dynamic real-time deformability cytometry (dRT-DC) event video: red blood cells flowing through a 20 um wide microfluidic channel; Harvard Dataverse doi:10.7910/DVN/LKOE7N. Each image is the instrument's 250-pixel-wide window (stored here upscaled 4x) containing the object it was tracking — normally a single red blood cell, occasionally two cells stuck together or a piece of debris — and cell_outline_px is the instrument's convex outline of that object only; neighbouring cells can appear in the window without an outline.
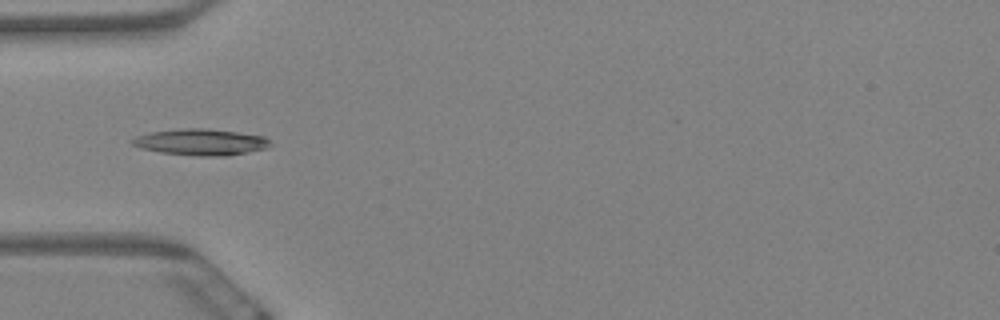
{"species": "Egyptian fruit bat (a non-hibernating species)", "species_latin": "Rousettus aegyptiacus", "temperature_condition": "warm", "stored_images_in_passage": 8, "camera_frame_rate_fps": 3000, "um_per_image_px": 0.085, "animal": {"sex": "female"}, "frame": {"image": 1, "passage_image": 5, "time_ms": 1.333, "image_size_px": [1000, 320], "cell_outline_px": [[272, 144], [268, 148], [224, 156], [200, 156], [160, 152], [144, 148], [132, 144], [128, 140], [136, 136], [152, 132], [184, 128], [204, 128], [236, 132], [264, 136]], "centroid_in_image_um": [17.07, 12.07], "position_along_channel_um": 67.9, "area_um2": 20.92}}
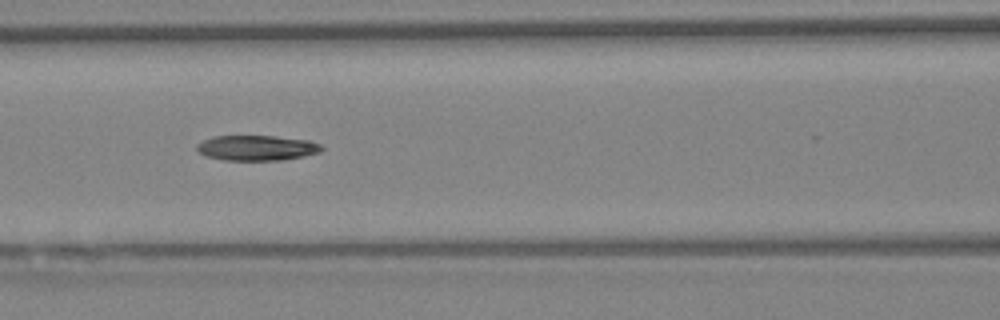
{"frame": {"image": 2, "passage_image": 7, "time_ms": 2.0, "image_size_px": [1000, 320], "cell_outline_px": [[324, 148], [320, 152], [304, 156], [284, 160], [224, 160], [204, 156], [196, 148], [196, 144], [212, 136], [276, 136], [308, 140], [320, 144]], "centroid_in_image_um": [21.83, 12.57], "position_along_channel_um": 144.8, "area_um2": 18.44}}
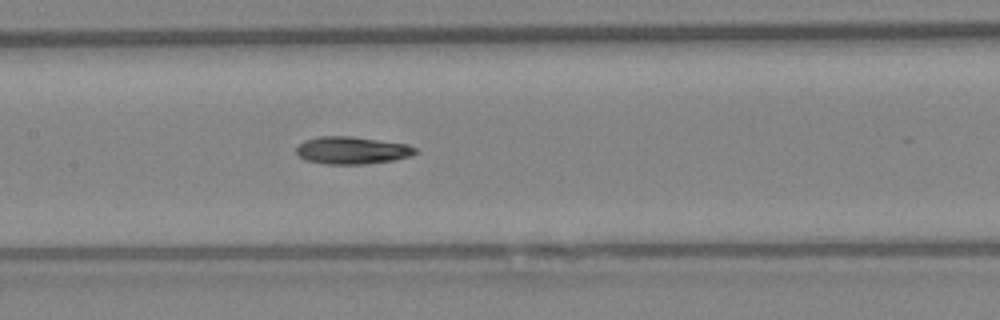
{"frame": {"image": 3, "passage_image": 8, "time_ms": 2.333, "image_size_px": [1000, 320], "cell_outline_px": [[416, 152], [412, 156], [392, 160], [364, 164], [324, 164], [304, 160], [296, 152], [296, 148], [304, 140], [320, 136], [352, 136], [408, 144], [416, 148]], "centroid_in_image_um": [29.91, 12.78], "position_along_channel_um": 177.5, "area_um2": 19.07}}